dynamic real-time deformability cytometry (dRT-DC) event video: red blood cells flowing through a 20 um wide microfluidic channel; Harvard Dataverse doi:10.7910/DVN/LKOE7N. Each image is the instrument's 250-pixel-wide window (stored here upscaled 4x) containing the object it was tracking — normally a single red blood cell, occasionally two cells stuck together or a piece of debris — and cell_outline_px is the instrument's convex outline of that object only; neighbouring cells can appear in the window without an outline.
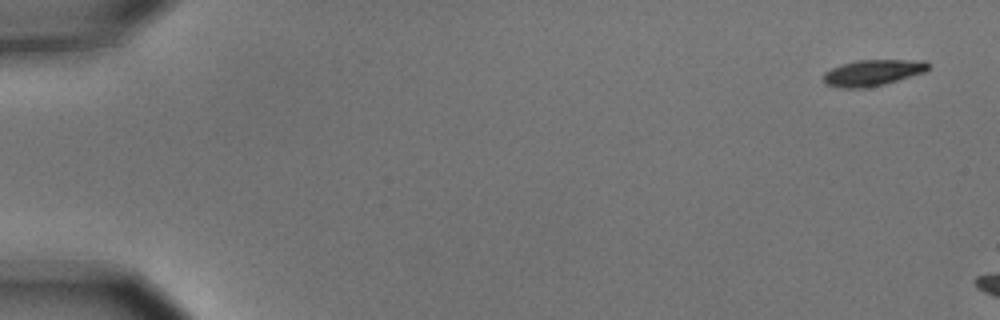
{"species": "common noctule bat (a hibernating species)", "species_latin": "Nyctalus noctula", "temperature_condition": "cold", "stored_images_in_passage": 3, "camera_frame_rate_fps": 3000, "um_per_image_px": 0.085, "animal": {"sex": "male", "body_mass_g": 15.6}, "frame": {"image": 1, "passage_image": 1, "time_ms": 0.0, "image_size_px": [1000, 320], "cell_outline_px": [[928, 68], [924, 72], [884, 84], [864, 88], [840, 88], [824, 84], [824, 72], [840, 64], [856, 60], [924, 60], [928, 64]], "centroid_in_image_um": [74.13, 6.18], "position_along_channel_um": 10.9, "area_um2": 15.9}}